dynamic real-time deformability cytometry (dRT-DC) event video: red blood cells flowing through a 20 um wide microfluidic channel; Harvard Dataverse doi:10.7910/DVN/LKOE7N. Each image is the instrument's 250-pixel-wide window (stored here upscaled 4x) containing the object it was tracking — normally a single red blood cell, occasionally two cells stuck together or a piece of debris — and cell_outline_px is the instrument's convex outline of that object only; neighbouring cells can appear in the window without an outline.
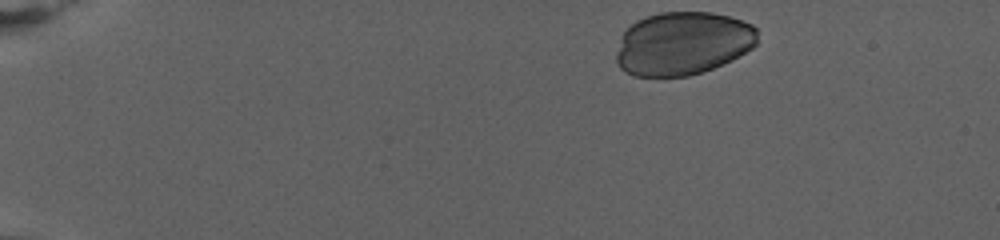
{"species": "human", "species_latin": "Homo sapiens", "temperature_condition": "warm", "stored_images_in_passage": 58, "camera_frame_rate_fps": 3000, "um_per_image_px": 0.085, "donor": {"sex": "female"}, "frame": {"image": 1, "passage_image": 1, "time_ms": 0.0, "image_size_px": [1000, 240], "cell_outline_px": [[756, 44], [752, 48], [732, 60], [712, 68], [688, 76], [636, 76], [620, 68], [616, 60], [616, 56], [624, 32], [636, 20], [644, 16], [660, 12], [712, 12], [728, 16], [752, 24], [756, 28]], "centroid_in_image_um": [58.04, 3.68], "position_along_channel_um": 27.0, "area_um2": 51.79}}
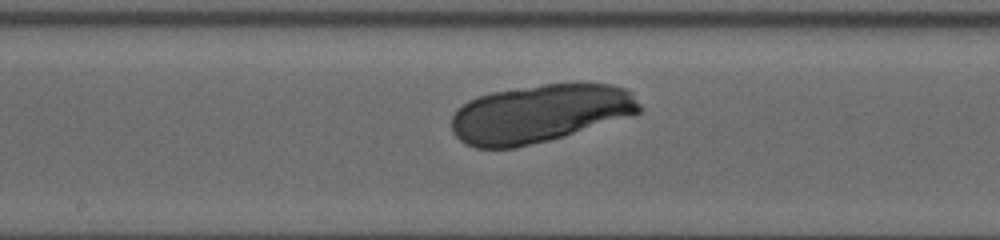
{"frame": {"image": 2, "passage_image": 32, "time_ms": 10.333, "image_size_px": [1000, 240], "cell_outline_px": [[644, 108], [640, 112], [632, 116], [548, 140], [516, 148], [476, 148], [464, 144], [452, 132], [452, 116], [456, 108], [468, 100], [476, 96], [492, 92], [544, 84], [612, 84], [624, 88], [632, 92]], "centroid_in_image_um": [45.87, 9.65], "position_along_channel_um": 202.3, "area_um2": 63.7}}
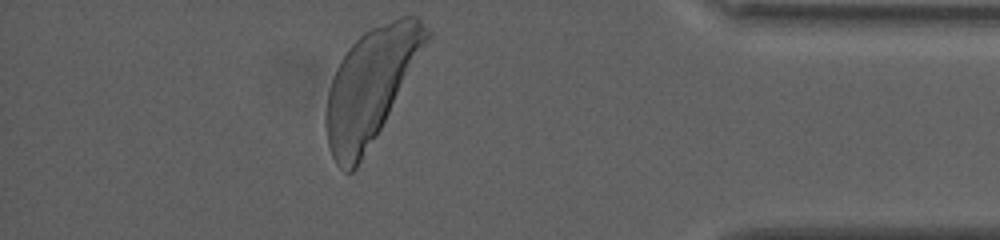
{"frame": {"image": 3, "passage_image": 57, "time_ms": 18.667, "image_size_px": [1000, 240], "cell_outline_px": [[432, 36], [376, 136], [356, 168], [352, 172], [344, 172], [336, 164], [332, 156], [328, 144], [324, 124], [324, 116], [328, 88], [336, 68], [340, 60], [348, 48], [364, 32], [372, 28], [400, 16], [416, 16], [432, 32]], "centroid_in_image_um": [31.48, 7.3], "position_along_channel_um": 403.7, "area_um2": 66.3}}